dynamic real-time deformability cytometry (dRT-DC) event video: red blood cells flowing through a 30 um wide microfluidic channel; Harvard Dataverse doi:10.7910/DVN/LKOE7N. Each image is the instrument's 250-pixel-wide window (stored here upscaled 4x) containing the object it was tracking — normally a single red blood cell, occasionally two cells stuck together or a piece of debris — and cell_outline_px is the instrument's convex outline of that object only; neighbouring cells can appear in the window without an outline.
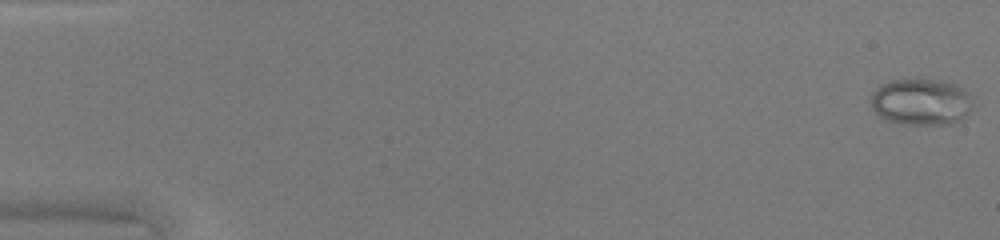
{"species": "common noctule bat (a hibernating species)", "species_latin": "Nyctalus noctula", "temperature_condition": "warm", "stored_images_in_passage": 48, "camera_frame_rate_fps": 3000, "um_per_image_px": 0.085, "animal": {"sex": "female", "body_mass_g": 20.0, "forearm_length_mm": 54.0}, "frame": {"image": 1, "passage_image": 1, "time_ms": 0.0, "image_size_px": [1000, 240], "cell_outline_px": [[972, 108], [960, 120], [952, 124], [908, 124], [888, 120], [880, 116], [872, 108], [872, 92], [880, 84], [892, 80], [940, 80], [960, 84], [968, 92], [972, 100]], "centroid_in_image_um": [78.33, 8.65], "position_along_channel_um": 6.7, "area_um2": 27.63}}
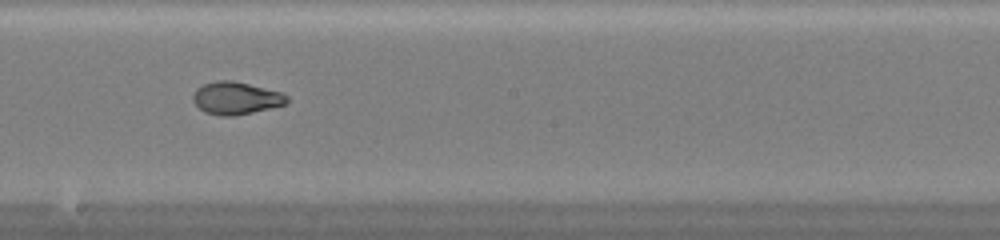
{"frame": {"image": 2, "passage_image": 28, "time_ms": 9.0, "image_size_px": [1000, 240], "cell_outline_px": [[288, 104], [252, 112], [232, 116], [220, 116], [204, 112], [192, 100], [192, 96], [196, 88], [204, 84], [216, 80], [232, 80], [284, 92], [288, 96]], "centroid_in_image_um": [20.07, 8.33], "position_along_channel_um": 228.1, "area_um2": 17.98}}
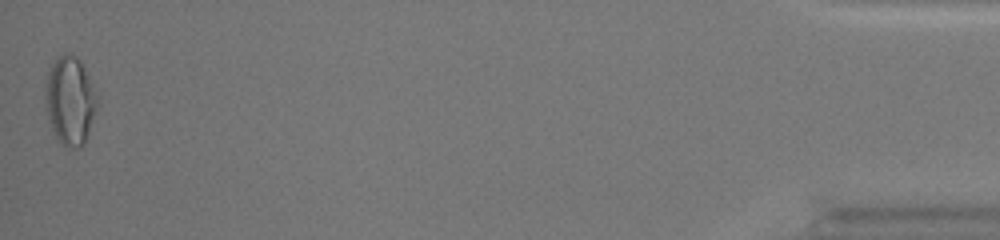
{"frame": {"image": 3, "passage_image": 48, "time_ms": 15.667, "image_size_px": [1000, 240], "cell_outline_px": [[96, 104], [88, 132], [84, 144], [76, 148], [68, 148], [56, 136], [52, 128], [48, 112], [48, 72], [52, 64], [60, 56], [68, 52], [76, 56], [80, 60], [96, 96]], "centroid_in_image_um": [5.97, 8.55], "position_along_channel_um": 429.2, "area_um2": 25.03}, "authors_computed_cell_mechanics": {"area_um2": 20.5768, "velocity_mm_per_s": 4.3686, "shape_relaxation_time_tau1_ms": null, "shape_relaxation_time_tau2_ms": 0.6593, "deformation_change_tau1": null, "deformation_change_tau2": 0.0441}}